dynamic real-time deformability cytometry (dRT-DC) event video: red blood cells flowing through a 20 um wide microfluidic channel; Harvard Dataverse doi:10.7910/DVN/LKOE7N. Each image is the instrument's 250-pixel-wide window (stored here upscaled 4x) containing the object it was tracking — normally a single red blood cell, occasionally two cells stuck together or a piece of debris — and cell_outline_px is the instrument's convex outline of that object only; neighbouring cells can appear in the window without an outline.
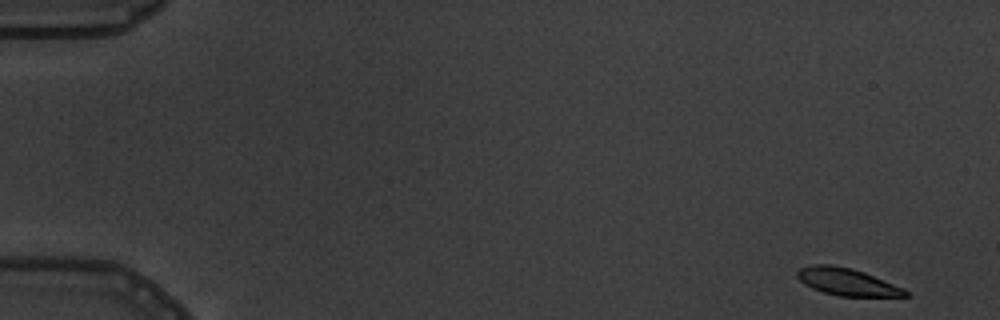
{"species": "common noctule bat (a hibernating species)", "species_latin": "Nyctalus noctula", "temperature_condition": "warm", "stored_images_in_passage": 6, "camera_frame_rate_fps": 3000, "um_per_image_px": 0.085, "animal": {"sex": "male", "body_mass_g": 19.5, "forearm_length_mm": 54.6}, "frame": {"image": 1, "passage_image": 1, "time_ms": 0.0, "image_size_px": [1000, 320], "cell_outline_px": [[912, 296], [836, 296], [812, 288], [804, 284], [796, 276], [796, 272], [800, 268], [812, 264], [828, 264], [852, 268], [864, 272], [904, 288]], "centroid_in_image_um": [71.99, 23.95], "position_along_channel_um": 13.0, "area_um2": 17.17}}